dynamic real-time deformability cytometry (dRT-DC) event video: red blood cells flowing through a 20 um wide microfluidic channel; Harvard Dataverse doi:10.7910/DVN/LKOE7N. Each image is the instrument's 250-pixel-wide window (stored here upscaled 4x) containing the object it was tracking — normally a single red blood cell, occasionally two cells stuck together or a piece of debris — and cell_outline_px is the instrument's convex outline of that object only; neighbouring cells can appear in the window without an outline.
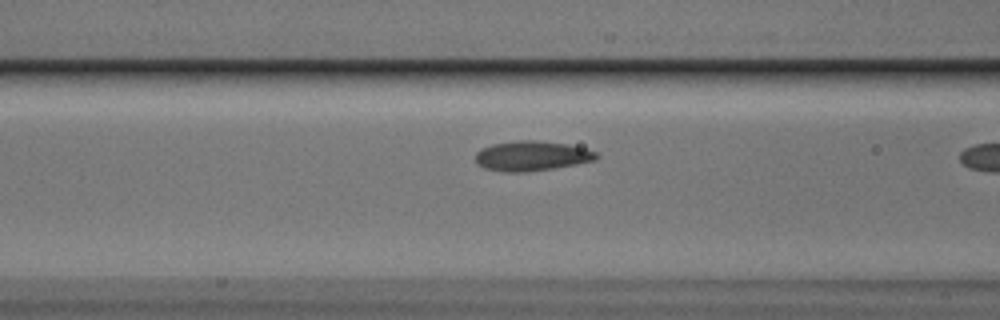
{"species": "Egyptian fruit bat (a non-hibernating species)", "species_latin": "Rousettus aegyptiacus", "temperature_condition": "cold", "stored_images_in_passage": 21, "camera_frame_rate_fps": 3000, "um_per_image_px": 0.085, "animal": {"sex": "male"}, "frame": {"image": 1, "passage_image": 20, "time_ms": 6.333, "image_size_px": [1000, 320], "cell_outline_px": [[600, 156], [596, 160], [576, 164], [552, 168], [524, 172], [504, 172], [484, 168], [476, 164], [476, 152], [480, 148], [492, 144], [516, 140], [536, 140], [568, 144], [584, 148], [596, 152]], "centroid_in_image_um": [45.17, 13.25], "position_along_channel_um": 121.4, "area_um2": 21.15}}